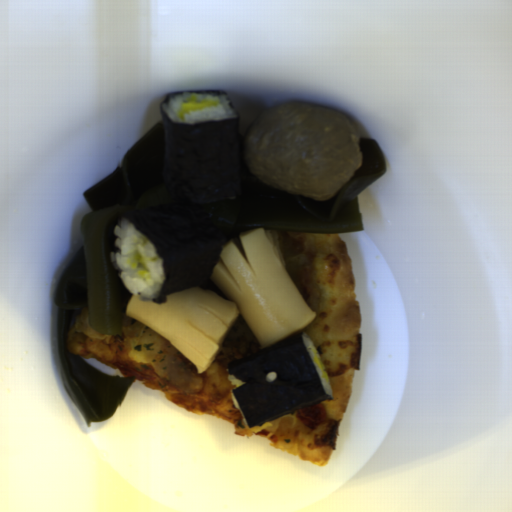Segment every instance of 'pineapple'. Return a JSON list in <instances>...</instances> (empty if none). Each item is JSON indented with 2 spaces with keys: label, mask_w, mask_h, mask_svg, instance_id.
<instances>
[{
  "label": "pineapple",
  "mask_w": 512,
  "mask_h": 512,
  "mask_svg": "<svg viewBox=\"0 0 512 512\" xmlns=\"http://www.w3.org/2000/svg\"><path fill=\"white\" fill-rule=\"evenodd\" d=\"M285 267L302 296L314 313L320 312L321 296L316 285L318 247L311 232H290L275 229Z\"/></svg>",
  "instance_id": "2ff11189"
},
{
  "label": "pineapple",
  "mask_w": 512,
  "mask_h": 512,
  "mask_svg": "<svg viewBox=\"0 0 512 512\" xmlns=\"http://www.w3.org/2000/svg\"><path fill=\"white\" fill-rule=\"evenodd\" d=\"M164 337L143 323L141 330L129 341L128 356L140 362H152L157 359Z\"/></svg>",
  "instance_id": "9d759a55"
}]
</instances>
